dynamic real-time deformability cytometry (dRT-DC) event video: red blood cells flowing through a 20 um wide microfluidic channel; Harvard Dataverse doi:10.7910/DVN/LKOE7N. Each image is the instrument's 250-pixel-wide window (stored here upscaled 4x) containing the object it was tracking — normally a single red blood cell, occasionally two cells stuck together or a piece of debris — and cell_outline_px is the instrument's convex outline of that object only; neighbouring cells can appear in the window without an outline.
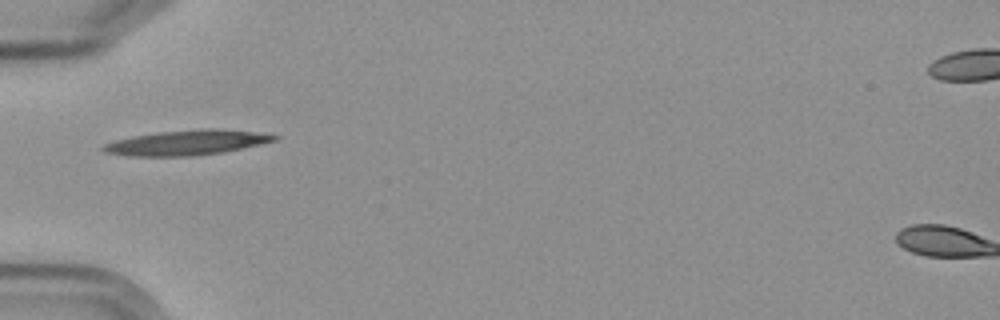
{"species": "Egyptian fruit bat (a non-hibernating species)", "species_latin": "Rousettus aegyptiacus", "temperature_condition": "cold", "stored_images_in_passage": 4, "camera_frame_rate_fps": 3000, "um_per_image_px": 0.085, "frame": {"image": 1, "passage_image": 1, "time_ms": 0.0, "image_size_px": [1000, 320], "cell_outline_px": [[280, 136], [276, 140], [260, 144], [224, 152], [192, 156], [132, 156], [104, 152], [100, 148], [104, 144], [116, 140], [136, 136], [160, 132], [200, 128], [220, 128], [252, 132]], "centroid_in_image_um": [15.88, 12.12], "position_along_channel_um": 69.1, "area_um2": 24.68}}
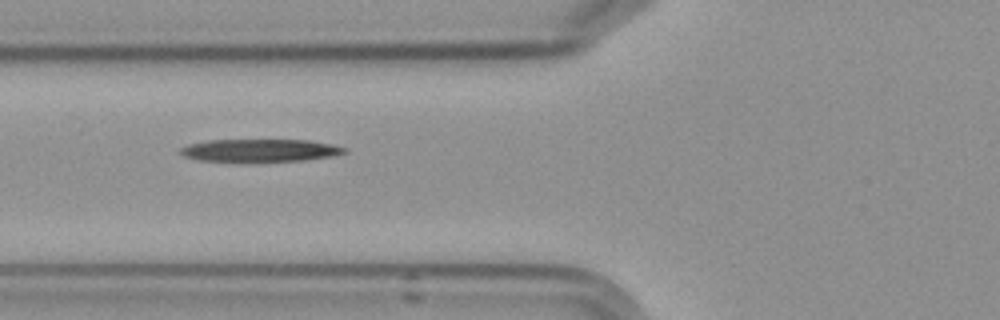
{"frame": {"image": 2, "passage_image": 2, "time_ms": 1.0, "image_size_px": [1000, 320], "cell_outline_px": [[348, 152], [332, 156], [304, 160], [240, 164], [196, 160], [184, 156], [176, 152], [180, 148], [188, 144], [208, 140], [308, 140], [332, 144], [348, 148]], "centroid_in_image_um": [22.02, 12.82], "position_along_channel_um": 103.8, "area_um2": 22.83}}
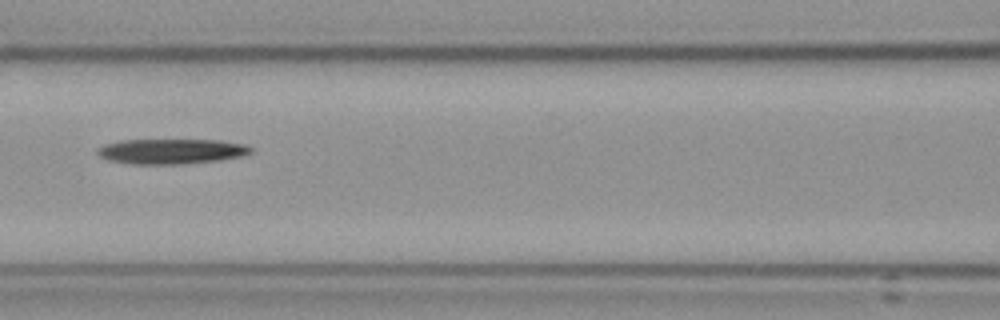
{"frame": {"image": 3, "passage_image": 3, "time_ms": 2.333, "image_size_px": [1000, 320], "cell_outline_px": [[252, 152], [240, 156], [216, 160], [180, 164], [132, 164], [108, 160], [100, 156], [96, 152], [96, 148], [104, 144], [120, 140], [220, 140], [244, 144], [252, 148]], "centroid_in_image_um": [14.5, 12.85], "position_along_channel_um": 152.1, "area_um2": 22.37}}